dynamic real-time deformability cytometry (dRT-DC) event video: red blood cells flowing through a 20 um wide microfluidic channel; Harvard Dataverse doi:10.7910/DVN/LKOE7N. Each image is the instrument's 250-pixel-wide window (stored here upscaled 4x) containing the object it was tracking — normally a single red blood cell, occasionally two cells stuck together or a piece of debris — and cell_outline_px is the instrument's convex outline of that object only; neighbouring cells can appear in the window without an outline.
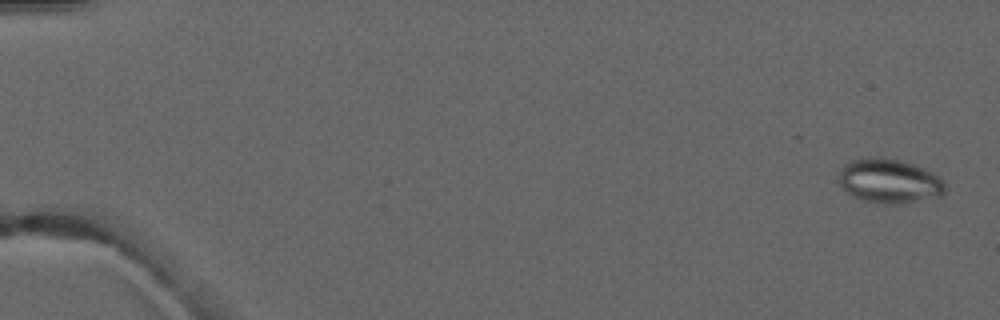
{"species": "common noctule bat (a hibernating species)", "species_latin": "Nyctalus noctula", "temperature_condition": "warm", "stored_images_in_passage": 5, "camera_frame_rate_fps": 3000, "um_per_image_px": 0.085, "animal": {"sex": "male", "forearm_length_mm": 52.5}, "frame": {"image": 1, "passage_image": 1, "time_ms": 0.0, "image_size_px": [1000, 320], "cell_outline_px": [[944, 192], [940, 196], [904, 204], [884, 204], [864, 200], [852, 196], [836, 180], [836, 176], [840, 168], [852, 160], [900, 160], [912, 164], [932, 172], [940, 176], [944, 184]], "centroid_in_image_um": [75.59, 15.44], "position_along_channel_um": 9.4, "area_um2": 26.93}}